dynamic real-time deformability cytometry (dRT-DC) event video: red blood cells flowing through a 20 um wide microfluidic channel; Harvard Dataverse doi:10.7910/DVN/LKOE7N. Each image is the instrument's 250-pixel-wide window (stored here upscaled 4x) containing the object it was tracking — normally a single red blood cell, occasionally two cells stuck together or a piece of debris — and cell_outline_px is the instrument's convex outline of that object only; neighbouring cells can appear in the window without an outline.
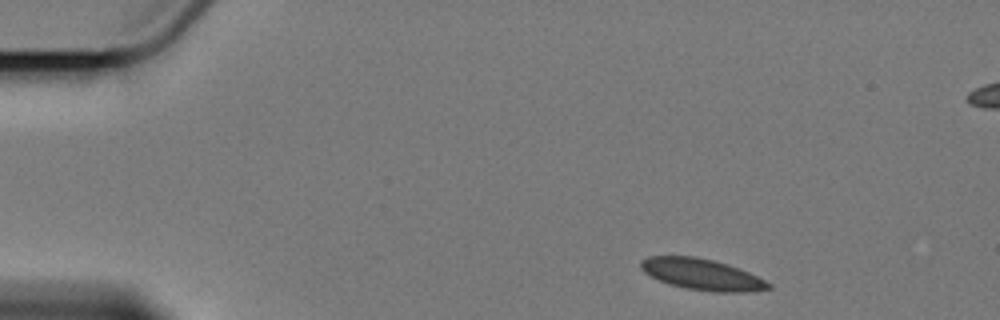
{"species": "Egyptian fruit bat (a non-hibernating species)", "species_latin": "Rousettus aegyptiacus", "temperature_condition": "cold", "stored_images_in_passage": 6, "camera_frame_rate_fps": 3000, "um_per_image_px": 0.085, "animal": {"sex": "female"}, "frame": {"image": 1, "passage_image": 1, "time_ms": 0.0, "image_size_px": [1000, 320], "cell_outline_px": [[772, 288], [744, 292], [712, 292], [688, 288], [668, 284], [644, 272], [640, 268], [640, 260], [648, 256], [696, 256], [728, 264], [748, 272], [772, 284]], "centroid_in_image_um": [59.65, 23.31], "position_along_channel_um": 25.4, "area_um2": 23.06}}
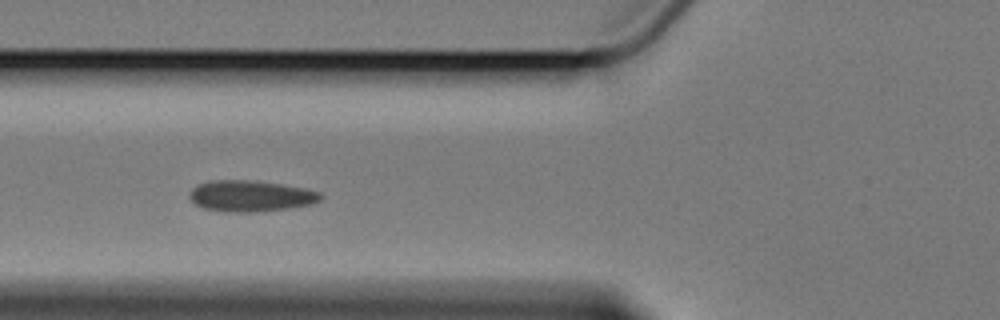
{"frame": {"image": 2, "passage_image": 5, "time_ms": 4.667, "image_size_px": [1000, 320], "cell_outline_px": [[324, 196], [320, 200], [312, 204], [288, 208], [252, 212], [224, 212], [204, 208], [196, 204], [188, 196], [192, 188], [196, 184], [212, 180], [248, 180], [280, 184], [304, 188], [320, 192]], "centroid_in_image_um": [21.29, 16.66], "position_along_channel_um": 104.5, "area_um2": 23.76}}
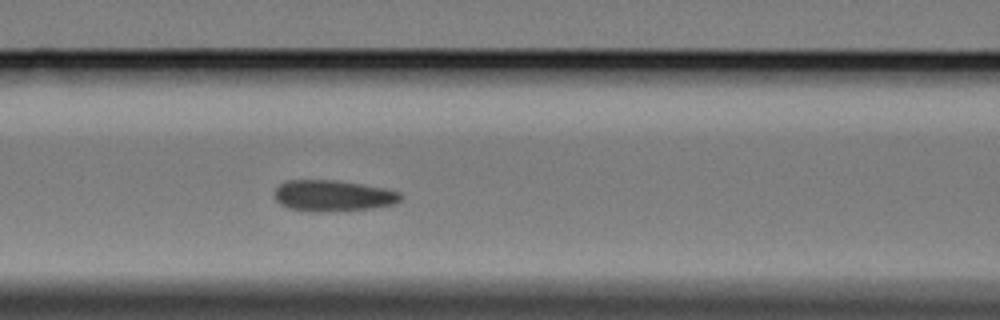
{"frame": {"image": 3, "passage_image": 6, "time_ms": 5.667, "image_size_px": [1000, 320], "cell_outline_px": [[404, 196], [396, 204], [372, 208], [320, 212], [312, 212], [288, 208], [280, 204], [276, 200], [276, 188], [284, 180], [336, 180], [364, 184], [384, 188], [400, 192]], "centroid_in_image_um": [28.33, 16.63], "position_along_channel_um": 138.3, "area_um2": 23.06}}